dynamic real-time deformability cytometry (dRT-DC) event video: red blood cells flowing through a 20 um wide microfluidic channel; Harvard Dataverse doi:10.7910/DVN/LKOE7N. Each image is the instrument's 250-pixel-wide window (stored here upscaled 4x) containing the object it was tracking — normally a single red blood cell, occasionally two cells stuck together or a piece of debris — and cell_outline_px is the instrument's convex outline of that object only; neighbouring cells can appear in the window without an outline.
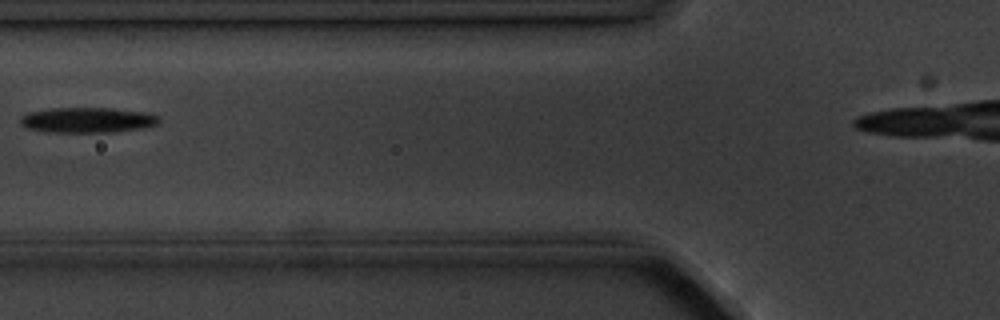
{"species": "common noctule bat (a hibernating species)", "species_latin": "Nyctalus noctula", "temperature_condition": "cold", "stored_images_in_passage": 3, "camera_frame_rate_fps": 3000, "um_per_image_px": 0.085, "animal": {"sex": "male", "body_mass_g": 20.1, "forearm_length_mm": 53.5}, "frame": {"image": 1, "passage_image": 2, "time_ms": 1.333, "image_size_px": [1000, 320], "cell_outline_px": [[160, 120], [156, 124], [140, 128], [112, 132], [48, 132], [24, 128], [20, 124], [20, 116], [28, 112], [52, 108], [112, 108], [152, 112], [160, 116]], "centroid_in_image_um": [7.43, 10.19], "position_along_channel_um": 118.4, "area_um2": 20.75}}